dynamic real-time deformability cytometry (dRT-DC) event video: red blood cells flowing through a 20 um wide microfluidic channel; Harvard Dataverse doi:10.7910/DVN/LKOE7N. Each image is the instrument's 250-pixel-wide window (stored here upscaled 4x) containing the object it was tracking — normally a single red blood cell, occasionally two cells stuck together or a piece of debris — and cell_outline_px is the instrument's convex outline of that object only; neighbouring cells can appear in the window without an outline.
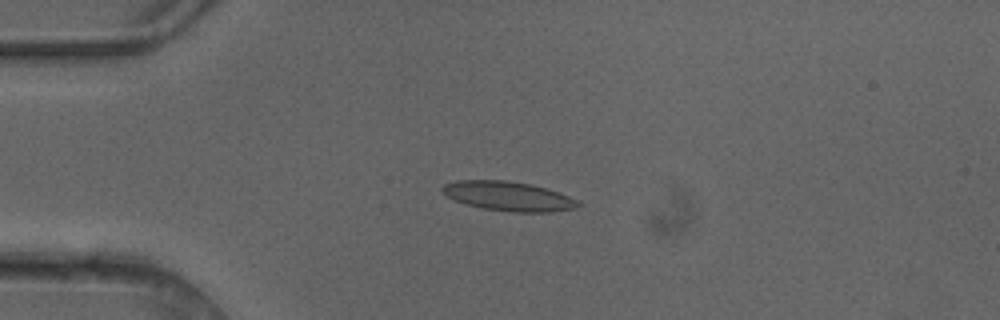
{"species": "common noctule bat (a hibernating species)", "species_latin": "Nyctalus noctula", "temperature_condition": "cold", "stored_images_in_passage": 4, "camera_frame_rate_fps": 3000, "um_per_image_px": 0.085, "animal": {"sex": "female"}, "frame": {"image": 1, "passage_image": 3, "time_ms": 0.667, "image_size_px": [1000, 320], "cell_outline_px": [[584, 204], [576, 208], [552, 212], [512, 212], [484, 208], [468, 204], [456, 200], [440, 192], [440, 188], [444, 184], [456, 180], [504, 180], [532, 184], [568, 196]], "centroid_in_image_um": [43.21, 16.67], "position_along_channel_um": 41.8, "area_um2": 23.12}}